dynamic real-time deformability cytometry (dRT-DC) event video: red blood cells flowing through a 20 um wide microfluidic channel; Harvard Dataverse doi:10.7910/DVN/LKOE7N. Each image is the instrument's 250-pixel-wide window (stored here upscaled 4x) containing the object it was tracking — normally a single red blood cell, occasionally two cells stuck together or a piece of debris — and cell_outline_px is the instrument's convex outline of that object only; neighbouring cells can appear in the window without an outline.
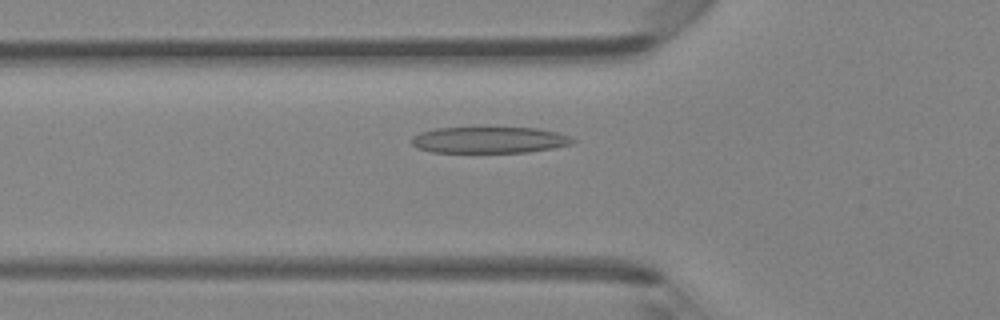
{"species": "Egyptian fruit bat (a non-hibernating species)", "species_latin": "Rousettus aegyptiacus", "temperature_condition": "room temperature", "stored_images_in_passage": 36, "camera_frame_rate_fps": 3000, "um_per_image_px": 0.085, "animal": {"sex": "female"}, "frame": {"image": 1, "passage_image": 6, "time_ms": 1.667, "image_size_px": [1000, 320], "cell_outline_px": [[576, 140], [572, 144], [552, 148], [528, 152], [432, 152], [420, 148], [412, 144], [412, 136], [420, 132], [436, 128], [536, 128], [556, 132], [568, 136]], "centroid_in_image_um": [41.59, 11.9], "position_along_channel_um": 84.2, "area_um2": 24.45}}
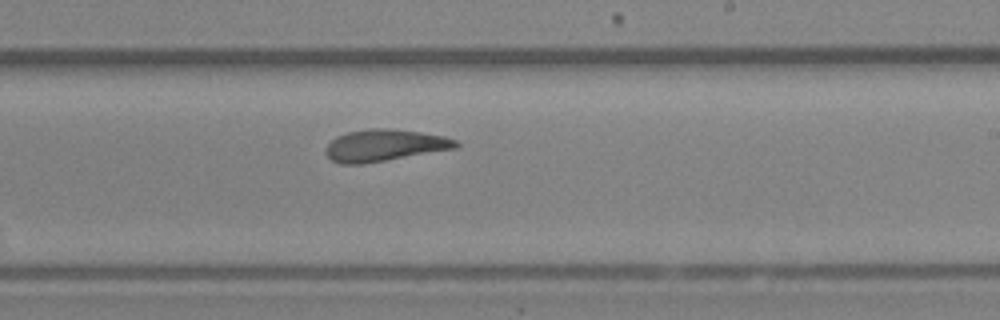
{"frame": {"image": 2, "passage_image": 18, "time_ms": 5.667, "image_size_px": [1000, 320], "cell_outline_px": [[460, 144], [456, 148], [364, 164], [340, 164], [332, 160], [324, 152], [324, 148], [336, 136], [348, 132], [372, 128], [388, 128], [420, 132], [444, 136], [456, 140]], "centroid_in_image_um": [32.66, 12.36], "position_along_channel_um": 256.3, "area_um2": 24.1}}
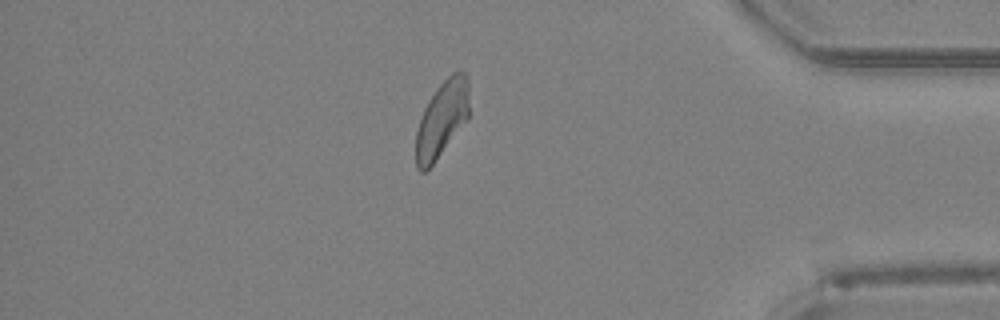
{"frame": {"image": 3, "passage_image": 30, "time_ms": 9.667, "image_size_px": [1000, 320], "cell_outline_px": [[468, 120], [432, 164], [424, 172], [420, 172], [416, 168], [416, 132], [424, 108], [428, 100], [436, 88], [452, 72], [460, 68], [468, 76]], "centroid_in_image_um": [37.57, 10.09], "position_along_channel_um": 397.6, "area_um2": 23.7}, "authors_computed_cell_mechanics": {"area_um2": 24.2182, "velocity_mm_per_s": 4.308, "shape_relaxation_time_tau1_ms": 3.2829, "shape_relaxation_time_tau2_ms": 2.1132, "deformation_change_tau1": 0.1516, "deformation_change_tau2": 0.1142}}